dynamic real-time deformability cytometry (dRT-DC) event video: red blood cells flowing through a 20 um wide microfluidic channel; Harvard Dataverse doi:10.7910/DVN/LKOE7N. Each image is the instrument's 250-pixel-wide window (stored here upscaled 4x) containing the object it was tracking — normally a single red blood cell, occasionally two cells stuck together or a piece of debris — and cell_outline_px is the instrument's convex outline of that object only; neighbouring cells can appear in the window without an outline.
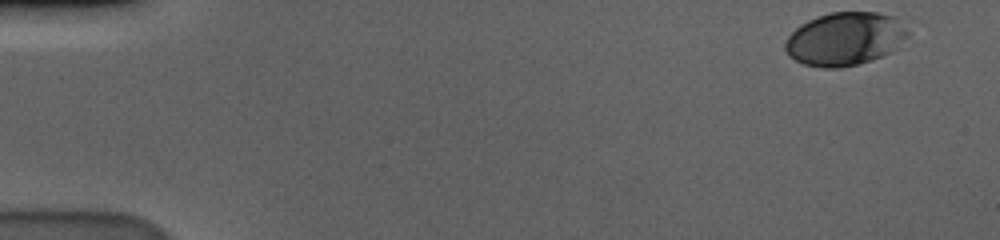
{"species": "human", "species_latin": "Homo sapiens", "temperature_condition": "cold", "stored_images_in_passage": 56, "camera_frame_rate_fps": 3000, "um_per_image_px": 0.085, "donor": {"sex": "male"}, "frame": {"image": 1, "passage_image": 1, "time_ms": 0.0, "image_size_px": [1000, 240], "cell_outline_px": [[908, 36], [892, 52], [872, 60], [840, 68], [824, 68], [804, 64], [788, 56], [784, 48], [784, 44], [788, 36], [800, 24], [808, 20], [832, 12], [876, 12], [892, 16], [908, 32]], "centroid_in_image_um": [71.78, 3.32], "position_along_channel_um": 13.2, "area_um2": 37.8}}
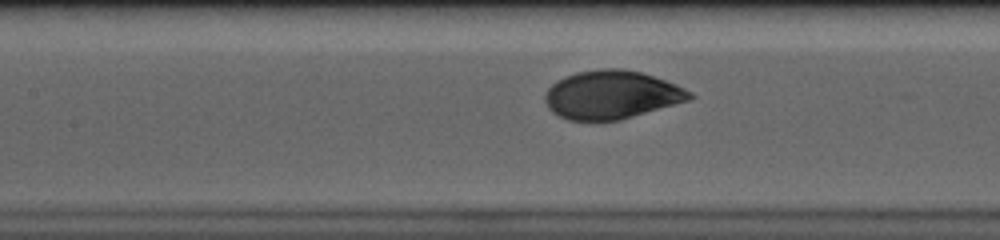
{"frame": {"image": 2, "passage_image": 25, "time_ms": 8.0, "image_size_px": [1000, 240], "cell_outline_px": [[696, 96], [688, 100], [620, 120], [568, 120], [552, 112], [548, 108], [544, 100], [544, 96], [548, 88], [556, 80], [564, 76], [576, 72], [600, 68], [620, 68], [640, 72], [676, 84], [692, 92]], "centroid_in_image_um": [51.95, 8.04], "position_along_channel_um": 155.5, "area_um2": 40.69}}
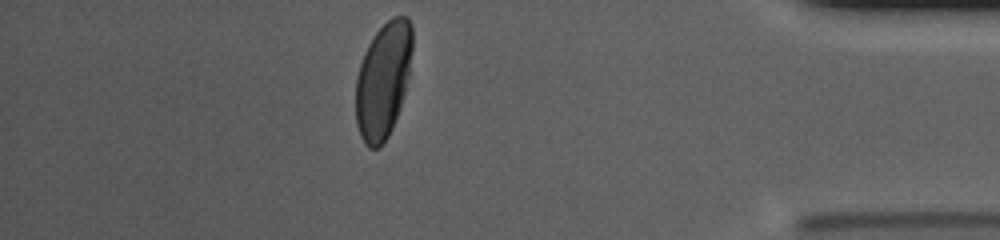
{"frame": {"image": 3, "passage_image": 49, "time_ms": 16.0, "image_size_px": [1000, 240], "cell_outline_px": [[412, 52], [408, 76], [400, 108], [392, 128], [388, 136], [376, 148], [368, 148], [364, 144], [360, 136], [356, 124], [356, 76], [364, 52], [368, 44], [376, 32], [392, 16], [408, 16], [412, 24]], "centroid_in_image_um": [32.56, 6.8], "position_along_channel_um": 402.6, "area_um2": 38.21}, "authors_computed_cell_mechanics": {"area_um2": 39.5641, "velocity_mm_per_s": 3.5557, "shape_relaxation_time_tau1_ms": 3.0651, "shape_relaxation_time_tau2_ms": null, "deformation_change_tau1": 0.1421, "deformation_change_tau2": null}}